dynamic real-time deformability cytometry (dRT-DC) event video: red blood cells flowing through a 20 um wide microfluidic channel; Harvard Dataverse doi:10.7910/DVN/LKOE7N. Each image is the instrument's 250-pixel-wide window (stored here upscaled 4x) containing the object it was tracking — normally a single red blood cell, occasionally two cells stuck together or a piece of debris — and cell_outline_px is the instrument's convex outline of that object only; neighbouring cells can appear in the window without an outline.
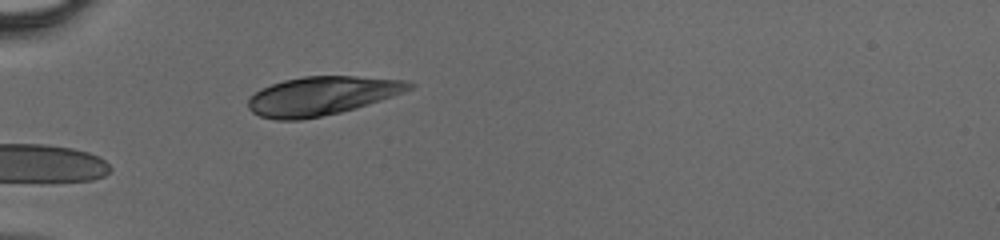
{"species": "human", "species_latin": "Homo sapiens", "temperature_condition": "cold", "stored_images_in_passage": 23, "camera_frame_rate_fps": 3000, "um_per_image_px": 0.085, "donor": {"sex": "male"}, "frame": {"image": 1, "passage_image": 1, "time_ms": 0.0, "image_size_px": [1000, 240], "cell_outline_px": [[416, 84], [412, 88], [404, 92], [356, 108], [340, 112], [300, 120], [276, 120], [260, 116], [252, 112], [248, 108], [248, 100], [256, 92], [272, 84], [284, 80], [304, 76], [356, 76], [404, 80]], "centroid_in_image_um": [27.36, 8.14], "position_along_channel_um": 57.6, "area_um2": 36.01}}
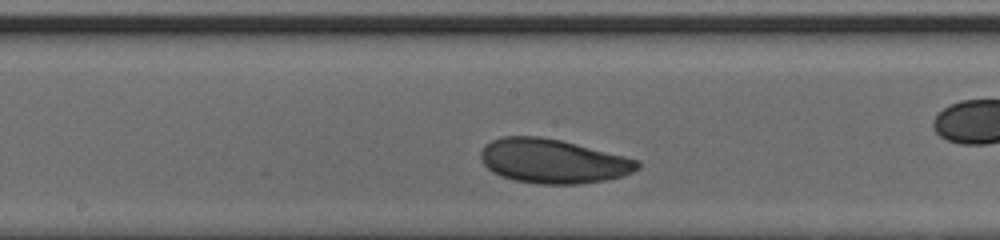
{"frame": {"image": 2, "passage_image": 9, "time_ms": 2.667, "image_size_px": [1000, 240], "cell_outline_px": [[640, 168], [632, 172], [608, 180], [580, 184], [540, 184], [516, 180], [500, 176], [492, 172], [484, 164], [480, 156], [480, 152], [484, 144], [492, 140], [504, 136], [540, 136], [560, 140], [640, 160]], "centroid_in_image_um": [46.99, 13.7], "position_along_channel_um": 201.2, "area_um2": 40.4}}
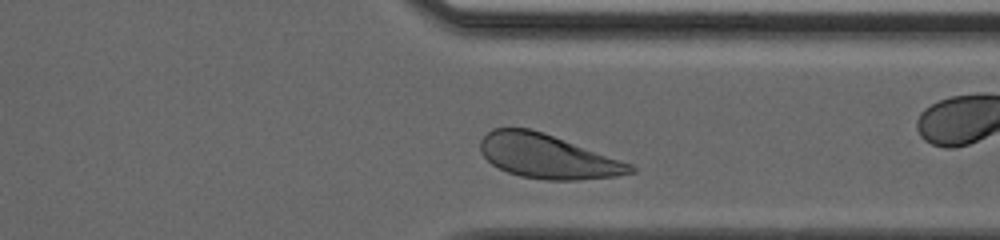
{"frame": {"image": 3, "passage_image": 20, "time_ms": 6.333, "image_size_px": [1000, 240], "cell_outline_px": [[636, 172], [616, 176], [576, 180], [548, 180], [520, 176], [508, 172], [492, 164], [480, 152], [480, 140], [492, 128], [528, 128], [544, 132], [632, 164], [636, 168]], "centroid_in_image_um": [46.54, 13.29], "position_along_channel_um": 364.9, "area_um2": 38.38}}